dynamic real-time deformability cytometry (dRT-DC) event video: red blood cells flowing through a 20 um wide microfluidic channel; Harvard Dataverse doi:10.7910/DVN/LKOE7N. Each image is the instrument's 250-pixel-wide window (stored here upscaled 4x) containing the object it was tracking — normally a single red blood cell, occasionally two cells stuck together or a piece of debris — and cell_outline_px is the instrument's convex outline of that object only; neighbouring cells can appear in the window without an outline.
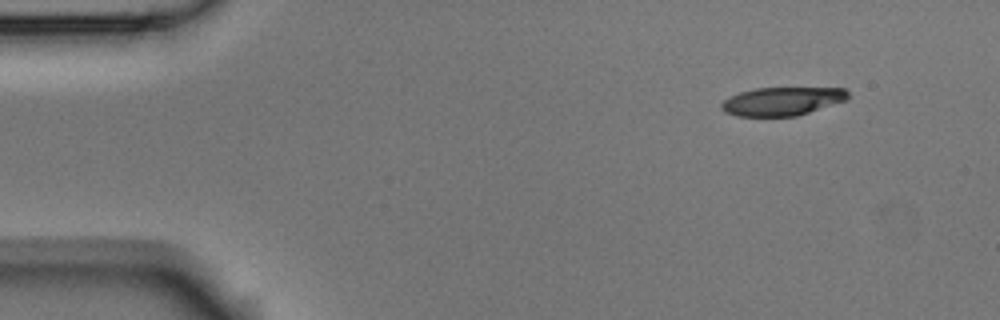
{"species": "Egyptian fruit bat (a non-hibernating species)", "species_latin": "Rousettus aegyptiacus", "temperature_condition": "room temperature", "stored_images_in_passage": 3, "camera_frame_rate_fps": 3000, "um_per_image_px": 0.085, "animal": {"sex": "male"}, "frame": {"image": 1, "passage_image": 3, "time_ms": 0.667, "image_size_px": [1000, 320], "cell_outline_px": [[848, 96], [844, 100], [796, 116], [736, 116], [724, 112], [720, 108], [720, 104], [728, 96], [740, 92], [756, 88], [844, 88], [848, 92]], "centroid_in_image_um": [66.39, 8.6], "position_along_channel_um": 18.6, "area_um2": 20.75}}